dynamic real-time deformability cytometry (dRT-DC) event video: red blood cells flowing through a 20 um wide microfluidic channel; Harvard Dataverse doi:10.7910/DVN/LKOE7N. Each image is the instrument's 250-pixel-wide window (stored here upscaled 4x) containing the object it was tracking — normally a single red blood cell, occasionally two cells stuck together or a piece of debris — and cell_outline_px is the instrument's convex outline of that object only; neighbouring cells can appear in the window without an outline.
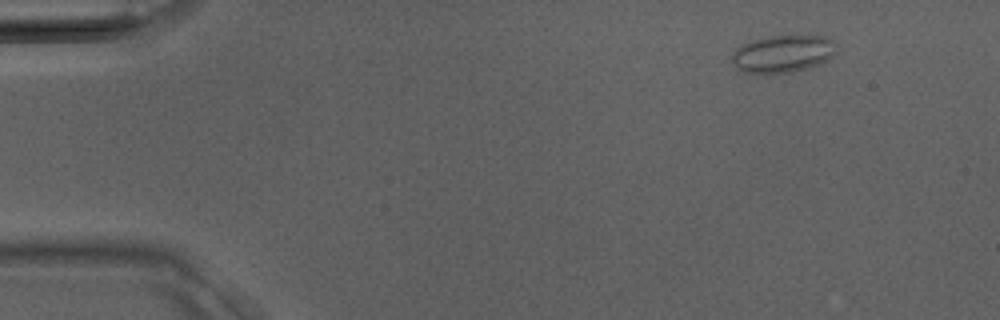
{"species": "Egyptian fruit bat (a non-hibernating species)", "species_latin": "Rousettus aegyptiacus", "temperature_condition": "room temperature", "stored_images_in_passage": 35, "camera_frame_rate_fps": 3000, "um_per_image_px": 0.085, "animal": {"sex": "male"}, "frame": {"image": 1, "passage_image": 1, "time_ms": 0.0, "image_size_px": [1000, 320], "cell_outline_px": [[836, 52], [832, 56], [808, 68], [792, 72], [744, 72], [736, 68], [732, 60], [732, 52], [736, 48], [744, 44], [756, 40], [772, 36], [824, 36], [832, 40]], "centroid_in_image_um": [66.52, 4.57], "position_along_channel_um": 18.5, "area_um2": 22.08}}
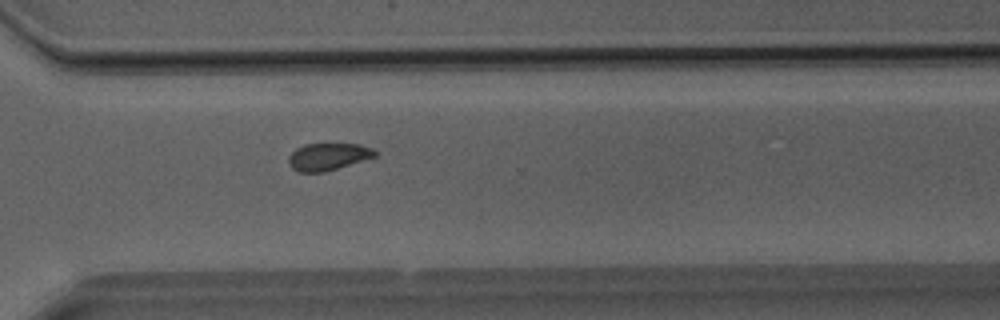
{"frame": {"image": 2, "passage_image": 25, "time_ms": 8.0, "image_size_px": [1000, 320], "cell_outline_px": [[380, 152], [376, 156], [324, 172], [300, 172], [292, 168], [288, 164], [288, 156], [296, 148], [304, 144], [360, 144], [372, 148]], "centroid_in_image_um": [27.88, 13.31], "position_along_channel_um": 342.7, "area_um2": 13.7}}
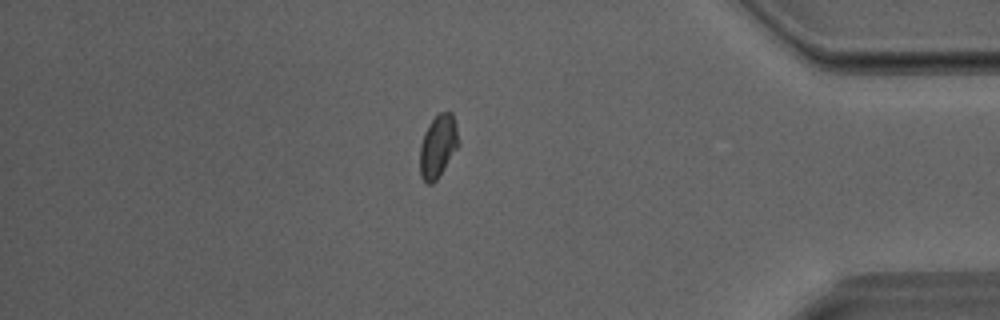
{"frame": {"image": 3, "passage_image": 30, "time_ms": 9.667, "image_size_px": [1000, 320], "cell_outline_px": [[460, 144], [436, 180], [432, 184], [428, 184], [420, 176], [420, 144], [424, 132], [428, 124], [440, 112], [452, 112]], "centroid_in_image_um": [37.22, 12.42], "position_along_channel_um": 398.0, "area_um2": 14.05}}